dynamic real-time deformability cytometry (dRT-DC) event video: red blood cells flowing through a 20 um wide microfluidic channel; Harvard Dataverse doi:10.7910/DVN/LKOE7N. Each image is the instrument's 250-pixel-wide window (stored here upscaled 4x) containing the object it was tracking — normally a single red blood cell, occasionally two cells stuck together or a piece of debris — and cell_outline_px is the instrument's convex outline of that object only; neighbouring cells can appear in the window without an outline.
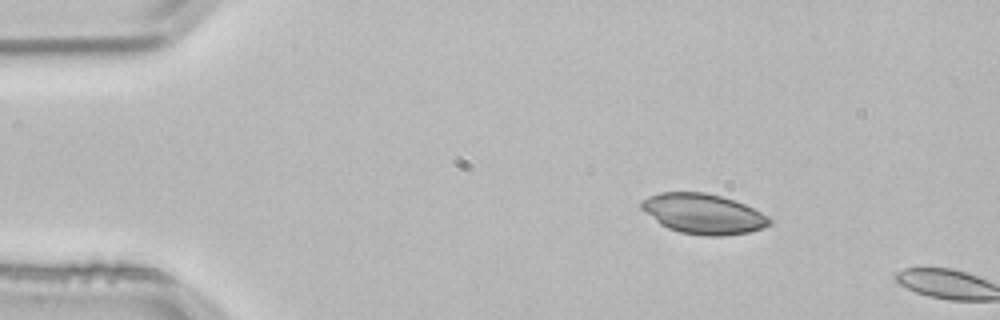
{"species": "common noctule bat (a hibernating species)", "species_latin": "Nyctalus noctula", "temperature_condition": "room temperature", "stored_images_in_passage": 2, "camera_frame_rate_fps": 3000, "um_per_image_px": 0.085, "animal": {"sex": "male", "body_mass_g": 21.5, "forearm_length_mm": 52.0}, "frame": {"image": 1, "passage_image": 1, "time_ms": 0.0, "image_size_px": [1000, 320], "cell_outline_px": [[772, 224], [764, 228], [748, 232], [720, 236], [704, 236], [680, 232], [668, 228], [660, 224], [640, 208], [640, 200], [648, 196], [660, 192], [704, 192], [720, 196], [744, 204], [768, 216], [772, 220]], "centroid_in_image_um": [59.76, 18.17], "position_along_channel_um": 25.2, "area_um2": 29.94}}